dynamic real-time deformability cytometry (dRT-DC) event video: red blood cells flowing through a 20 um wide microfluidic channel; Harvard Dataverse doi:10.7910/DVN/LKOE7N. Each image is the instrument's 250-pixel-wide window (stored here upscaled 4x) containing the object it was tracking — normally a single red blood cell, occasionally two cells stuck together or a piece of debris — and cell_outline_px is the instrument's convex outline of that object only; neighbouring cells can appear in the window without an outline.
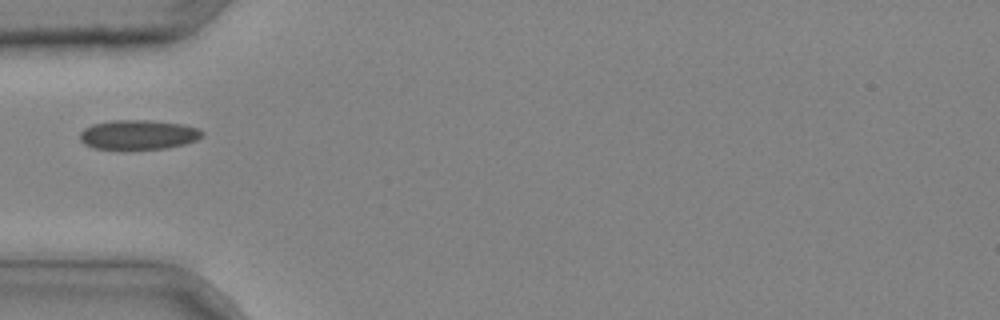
{"species": "common noctule bat (a hibernating species)", "species_latin": "Nyctalus noctula", "temperature_condition": "cold", "stored_images_in_passage": 26, "camera_frame_rate_fps": 3000, "um_per_image_px": 0.085, "animal": {"sex": "male", "body_mass_g": 20.4}, "frame": {"image": 1, "passage_image": 1, "time_ms": 0.0, "image_size_px": [1000, 320], "cell_outline_px": [[204, 136], [196, 140], [184, 144], [168, 148], [92, 148], [84, 144], [80, 140], [80, 132], [84, 128], [92, 124], [112, 120], [148, 120], [180, 124], [200, 128], [204, 132]], "centroid_in_image_um": [11.77, 11.43], "position_along_channel_um": 73.2, "area_um2": 20.92}}
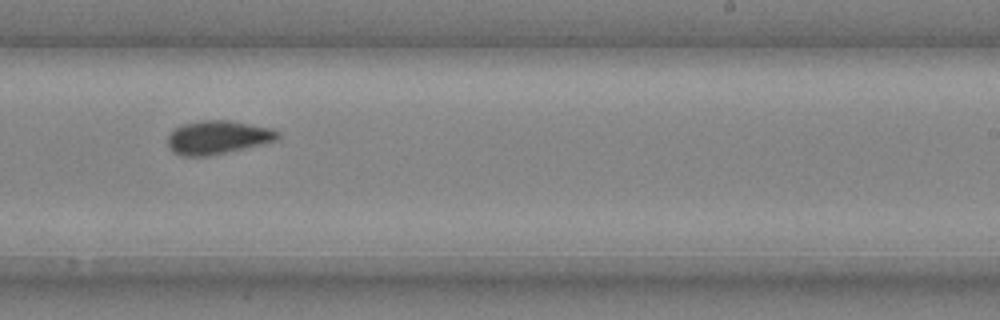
{"frame": {"image": 2, "passage_image": 14, "time_ms": 4.333, "image_size_px": [1000, 320], "cell_outline_px": [[280, 136], [276, 140], [244, 148], [208, 156], [180, 156], [172, 152], [168, 148], [168, 136], [176, 128], [184, 124], [204, 120], [228, 120], [272, 128], [280, 132]], "centroid_in_image_um": [18.49, 11.68], "position_along_channel_um": 270.5, "area_um2": 21.33}}
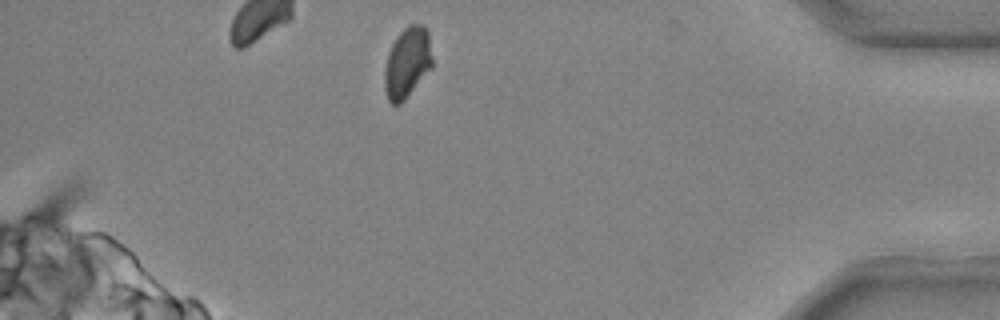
{"frame": {"image": 3, "passage_image": 25, "time_ms": 8.0, "image_size_px": [1000, 320], "cell_outline_px": [[432, 68], [404, 100], [400, 104], [392, 104], [388, 100], [384, 88], [384, 72], [388, 52], [392, 44], [400, 32], [408, 24], [424, 24], [428, 32], [432, 56]], "centroid_in_image_um": [34.62, 5.31], "position_along_channel_um": 400.6, "area_um2": 19.77}}